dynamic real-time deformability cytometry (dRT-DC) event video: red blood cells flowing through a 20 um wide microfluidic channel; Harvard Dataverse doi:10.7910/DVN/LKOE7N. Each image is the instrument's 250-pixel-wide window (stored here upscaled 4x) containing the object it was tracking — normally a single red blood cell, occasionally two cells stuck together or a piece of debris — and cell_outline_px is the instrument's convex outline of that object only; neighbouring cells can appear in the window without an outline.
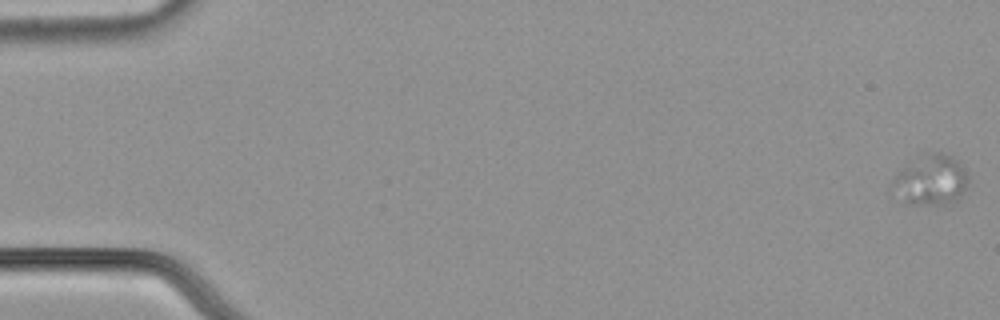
{"species": "common noctule bat (a hibernating species)", "species_latin": "Nyctalus noctula", "temperature_condition": "cold", "stored_images_in_passage": 13, "segment_of_instrument_passage": [1, 2], "camera_frame_rate_fps": 3000, "um_per_image_px": 0.085, "animal": {"sex": "male", "body_mass_g": 21.5, "forearm_length_mm": 52.0}, "frame": {"image": 1, "passage_image": 1, "time_ms": 0.0, "image_size_px": [1000, 320], "cell_outline_px": [[968, 180], [964, 188], [956, 200], [948, 208], [908, 204], [888, 192], [888, 188], [896, 172], [900, 168], [928, 152], [940, 152], [952, 156], [964, 168], [968, 176]], "centroid_in_image_um": [79.04, 15.38], "position_along_channel_um": 6.0, "area_um2": 23.24}}